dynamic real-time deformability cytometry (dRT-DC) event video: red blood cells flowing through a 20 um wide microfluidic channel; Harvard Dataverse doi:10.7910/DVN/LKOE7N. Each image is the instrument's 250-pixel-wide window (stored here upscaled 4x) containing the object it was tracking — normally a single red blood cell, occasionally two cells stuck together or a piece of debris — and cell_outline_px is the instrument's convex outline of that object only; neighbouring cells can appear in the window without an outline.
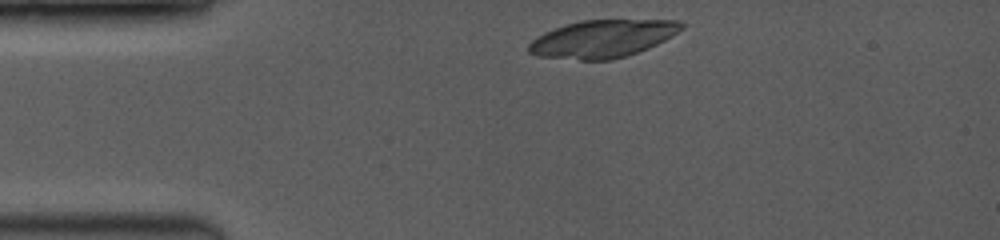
{"species": "common noctule bat (a hibernating species)", "species_latin": "Nyctalus noctula", "temperature_condition": "room temperature", "stored_images_in_passage": 4, "camera_frame_rate_fps": 3500, "um_per_image_px": 0.085, "animal": {"sex": "female", "body_mass_g": 19.0, "forearm_length_mm": 53.3}, "frame": {"image": 1, "passage_image": 2, "time_ms": 0.286, "image_size_px": [1000, 240], "cell_outline_px": [[684, 28], [672, 36], [648, 48], [612, 60], [580, 60], [540, 56], [528, 52], [528, 44], [532, 40], [544, 32], [580, 20], [676, 20], [684, 24]], "centroid_in_image_um": [51.22, 3.29], "position_along_channel_um": 33.8, "area_um2": 33.18}}